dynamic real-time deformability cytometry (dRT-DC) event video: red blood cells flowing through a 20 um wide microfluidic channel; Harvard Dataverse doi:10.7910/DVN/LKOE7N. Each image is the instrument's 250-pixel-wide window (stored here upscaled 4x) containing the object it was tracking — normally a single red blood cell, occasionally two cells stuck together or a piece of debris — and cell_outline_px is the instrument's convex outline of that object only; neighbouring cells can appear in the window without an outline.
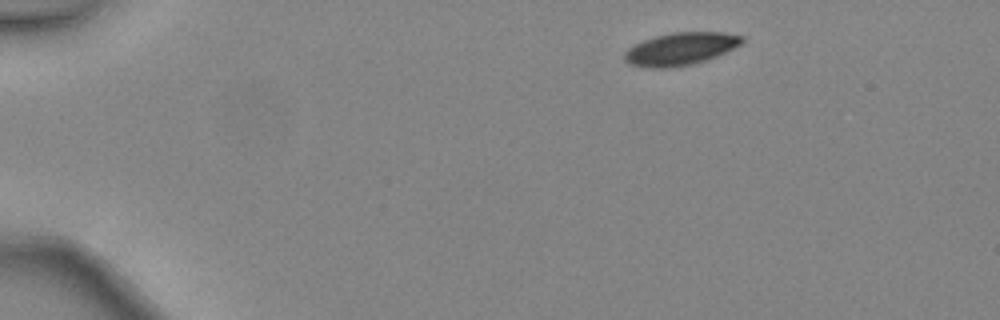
{"species": "common noctule bat (a hibernating species)", "species_latin": "Nyctalus noctula", "temperature_condition": "warm", "stored_images_in_passage": 40, "camera_frame_rate_fps": 3000, "um_per_image_px": 0.085, "animal": {"sex": "female", "body_mass_g": 24.6, "forearm_length_mm": 56.2}, "frame": {"image": 1, "passage_image": 1, "time_ms": 0.0, "image_size_px": [1000, 320], "cell_outline_px": [[744, 40], [740, 44], [708, 60], [692, 64], [668, 68], [648, 68], [628, 64], [624, 60], [624, 52], [628, 48], [644, 40], [656, 36], [672, 32], [724, 32], [744, 36]], "centroid_in_image_um": [57.82, 4.16], "position_along_channel_um": 27.2, "area_um2": 22.31}}
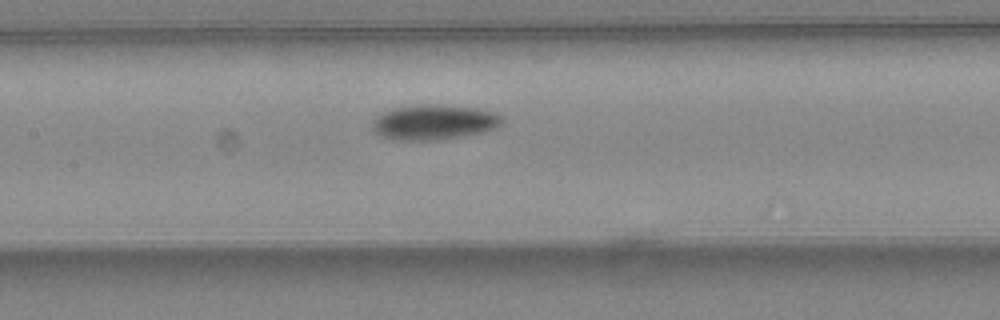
{"frame": {"image": 2, "passage_image": 17, "time_ms": 5.333, "image_size_px": [1000, 320], "cell_outline_px": [[504, 120], [496, 128], [488, 132], [464, 136], [436, 140], [392, 140], [380, 136], [372, 128], [372, 120], [380, 112], [392, 108], [420, 104], [436, 104], [480, 108], [496, 112]], "centroid_in_image_um": [36.89, 10.38], "position_along_channel_um": 170.5, "area_um2": 27.11}}
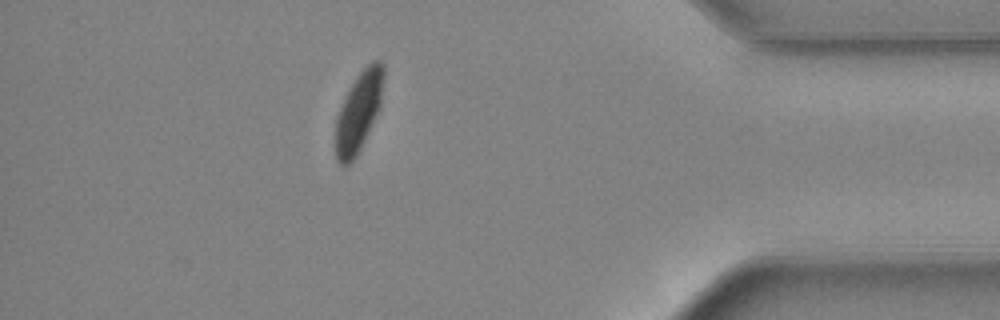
{"frame": {"image": 3, "passage_image": 35, "time_ms": 11.333, "image_size_px": [1000, 320], "cell_outline_px": [[384, 76], [380, 108], [356, 156], [348, 164], [340, 164], [336, 160], [336, 116], [356, 76], [372, 60], [380, 60], [384, 64]], "centroid_in_image_um": [30.51, 9.46], "position_along_channel_um": 404.7, "area_um2": 21.96}, "authors_computed_cell_mechanics": {"area_um2": 24.7384, "velocity_mm_per_s": 4.4843, "shape_relaxation_time_tau1_ms": 2.5991, "shape_relaxation_time_tau2_ms": 1.193, "deformation_change_tau1": 0.1252, "deformation_change_tau2": 0.0361}}